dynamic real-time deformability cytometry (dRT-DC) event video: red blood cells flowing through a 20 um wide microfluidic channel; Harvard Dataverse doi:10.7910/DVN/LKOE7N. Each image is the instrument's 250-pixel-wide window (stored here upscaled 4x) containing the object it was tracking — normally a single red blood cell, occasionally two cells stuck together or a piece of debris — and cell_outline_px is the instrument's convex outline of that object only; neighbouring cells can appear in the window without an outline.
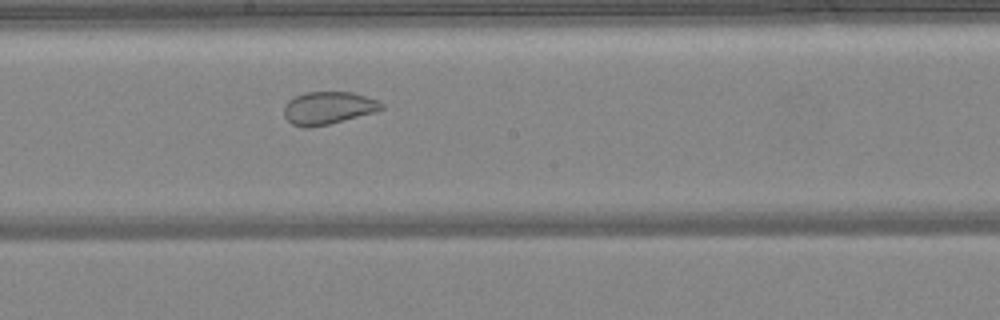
{"species": "common noctule bat (a hibernating species)", "species_latin": "Nyctalus noctula", "temperature_condition": "warm", "stored_images_in_passage": 47, "camera_frame_rate_fps": 3000, "um_per_image_px": 0.085, "animal": {"sex": "female", "body_mass_g": 24.6, "forearm_length_mm": 56.2}, "frame": {"image": 1, "passage_image": 26, "time_ms": 8.333, "image_size_px": [1000, 320], "cell_outline_px": [[384, 108], [376, 112], [328, 124], [308, 128], [304, 128], [292, 124], [284, 116], [284, 104], [288, 100], [304, 92], [352, 92], [376, 100], [384, 104]], "centroid_in_image_um": [27.87, 9.18], "position_along_channel_um": 220.3, "area_um2": 18.55}}
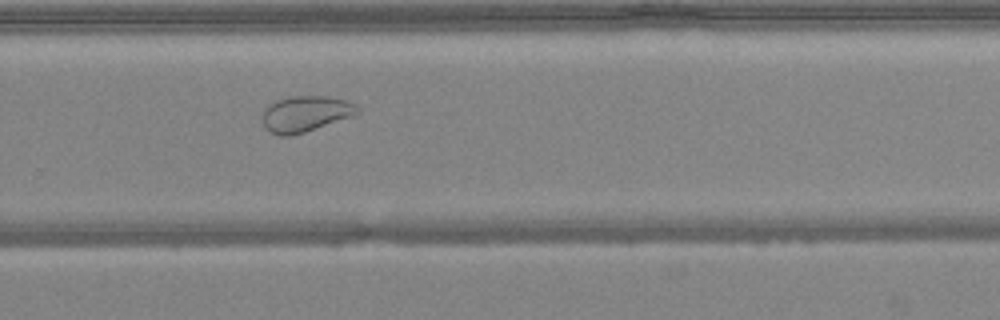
{"frame": {"image": 2, "passage_image": 32, "time_ms": 10.333, "image_size_px": [1000, 320], "cell_outline_px": [[360, 112], [356, 116], [304, 132], [288, 136], [280, 136], [272, 132], [264, 124], [264, 112], [268, 104], [276, 100], [288, 96], [332, 96], [348, 100], [360, 108]], "centroid_in_image_um": [26.05, 9.65], "position_along_channel_um": 303.7, "area_um2": 20.0}}
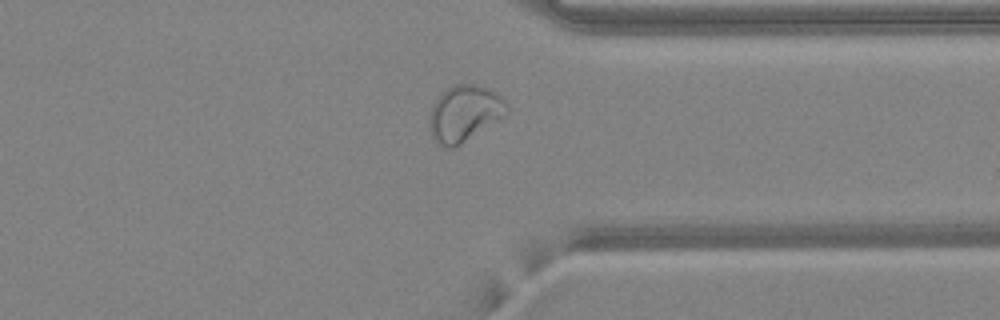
{"frame": {"image": 3, "passage_image": 37, "time_ms": 12.0, "image_size_px": [1000, 320], "cell_outline_px": [[508, 112], [504, 116], [460, 144], [452, 148], [448, 148], [436, 144], [428, 128], [428, 120], [432, 104], [444, 88], [452, 84], [476, 84], [488, 88], [496, 92], [508, 104]], "centroid_in_image_um": [39.43, 9.62], "position_along_channel_um": 372.0, "area_um2": 25.61}, "authors_computed_cell_mechanics": {"area_um2": 26.2412, "velocity_mm_per_s": 4.2003, "shape_relaxation_time_tau1_ms": null, "shape_relaxation_time_tau2_ms": 0.6664, "deformation_change_tau1": null, "deformation_change_tau2": 0.0544}}